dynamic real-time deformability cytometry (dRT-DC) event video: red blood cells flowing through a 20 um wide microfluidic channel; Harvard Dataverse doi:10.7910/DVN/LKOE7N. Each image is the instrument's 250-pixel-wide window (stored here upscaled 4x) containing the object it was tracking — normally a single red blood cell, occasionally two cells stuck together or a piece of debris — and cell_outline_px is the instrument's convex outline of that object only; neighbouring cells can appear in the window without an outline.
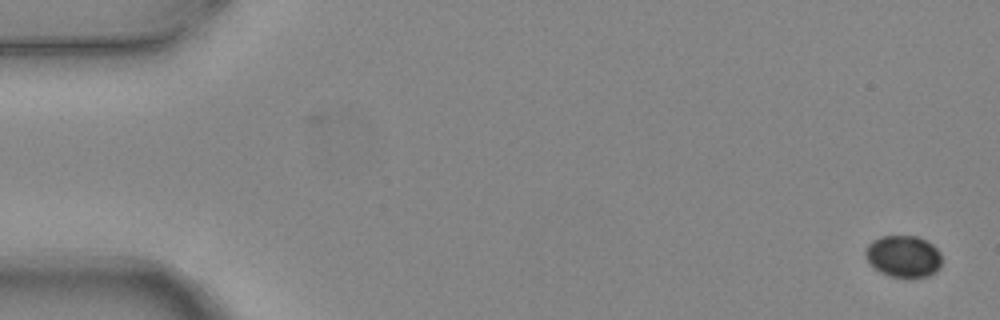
{"species": "common noctule bat (a hibernating species)", "species_latin": "Nyctalus noctula", "temperature_condition": "warm", "stored_images_in_passage": 2, "camera_frame_rate_fps": 3000, "um_per_image_px": 0.085, "animal": {"sex": "female", "body_mass_g": 24.6, "forearm_length_mm": 56.2}, "frame": {"image": 1, "passage_image": 2, "time_ms": 0.333, "image_size_px": [1000, 320], "cell_outline_px": [[940, 268], [936, 272], [928, 276], [888, 276], [872, 268], [864, 256], [864, 252], [868, 244], [872, 240], [880, 236], [916, 236], [932, 244], [940, 252]], "centroid_in_image_um": [76.74, 21.78], "position_along_channel_um": 8.3, "area_um2": 18.61}}